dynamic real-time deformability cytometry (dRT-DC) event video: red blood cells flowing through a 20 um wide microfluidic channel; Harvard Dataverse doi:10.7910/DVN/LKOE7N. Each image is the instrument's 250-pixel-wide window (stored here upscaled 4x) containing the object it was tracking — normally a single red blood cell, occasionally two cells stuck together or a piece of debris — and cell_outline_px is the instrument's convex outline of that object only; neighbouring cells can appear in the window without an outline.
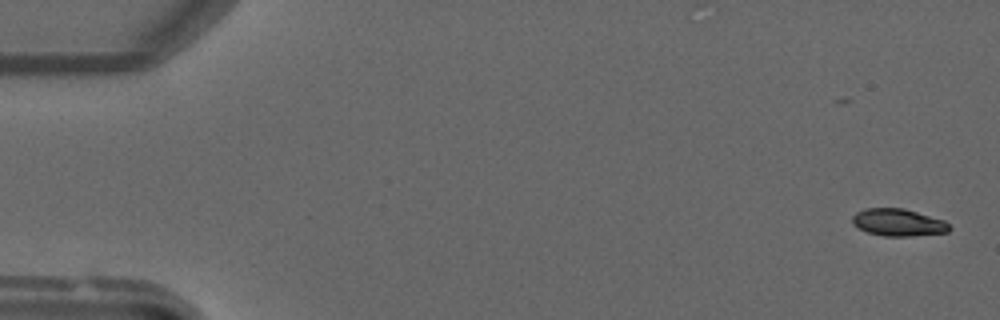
{"species": "common noctule bat (a hibernating species)", "species_latin": "Nyctalus noctula", "temperature_condition": "warm", "stored_images_in_passage": 50, "camera_frame_rate_fps": 3000, "um_per_image_px": 0.085, "animal": {"sex": "male", "forearm_length_mm": 52.5}, "frame": {"image": 1, "passage_image": 2, "time_ms": 0.333, "image_size_px": [1000, 320], "cell_outline_px": [[952, 228], [948, 232], [912, 236], [884, 236], [868, 232], [852, 224], [852, 216], [856, 212], [864, 208], [904, 208], [944, 220]], "centroid_in_image_um": [76.35, 18.9], "position_along_channel_um": 8.7, "area_um2": 15.43}}
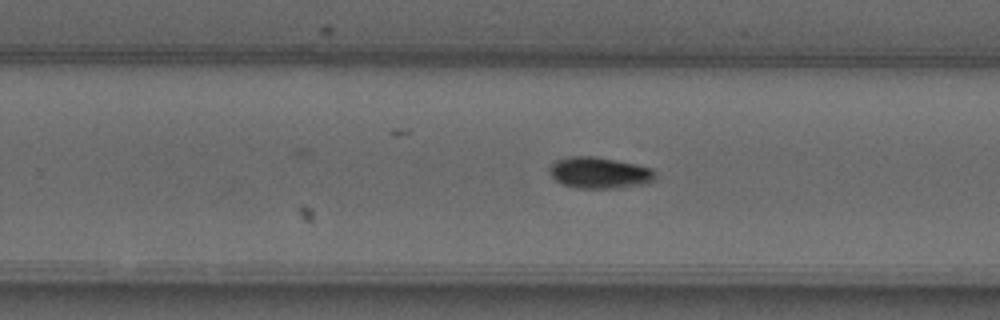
{"frame": {"image": 2, "passage_image": 32, "time_ms": 10.333, "image_size_px": [1000, 320], "cell_outline_px": [[656, 180], [648, 184], [616, 188], [576, 188], [564, 184], [556, 180], [552, 176], [548, 168], [556, 160], [568, 156], [592, 156], [616, 160], [636, 164], [652, 168], [656, 172]], "centroid_in_image_um": [51.0, 14.69], "position_along_channel_um": 278.8, "area_um2": 19.48}}
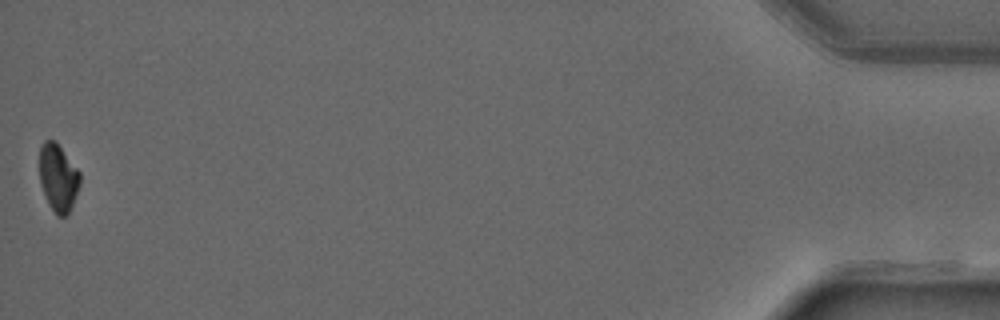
{"frame": {"image": 3, "passage_image": 50, "time_ms": 16.333, "image_size_px": [1000, 320], "cell_outline_px": [[80, 184], [72, 204], [68, 212], [64, 216], [56, 216], [48, 204], [40, 184], [40, 148], [44, 140], [56, 140], [80, 172]], "centroid_in_image_um": [4.94, 15.08], "position_along_channel_um": 430.3, "area_um2": 15.9}}